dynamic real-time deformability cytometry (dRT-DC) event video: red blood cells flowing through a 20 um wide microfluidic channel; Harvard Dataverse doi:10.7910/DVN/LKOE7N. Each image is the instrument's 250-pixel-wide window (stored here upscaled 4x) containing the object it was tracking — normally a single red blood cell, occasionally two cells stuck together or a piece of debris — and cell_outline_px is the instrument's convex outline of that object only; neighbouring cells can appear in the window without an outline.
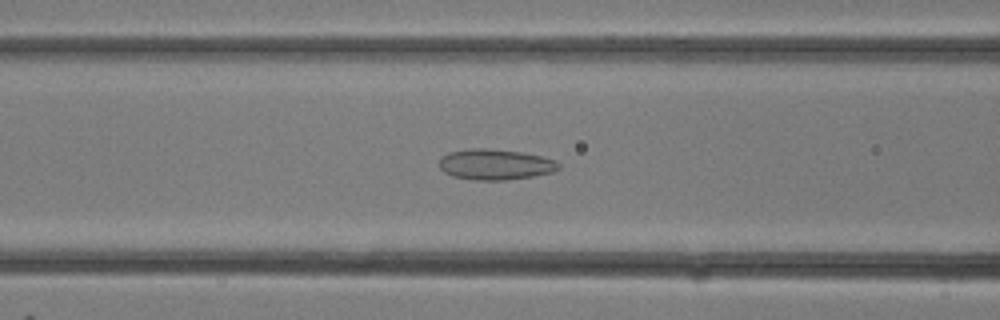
{"species": "common noctule bat (a hibernating species)", "species_latin": "Nyctalus noctula", "temperature_condition": "room temperature", "stored_images_in_passage": 32, "camera_frame_rate_fps": 3000, "um_per_image_px": 0.085, "animal": {"sex": "female"}, "frame": {"image": 1, "passage_image": 13, "time_ms": 4.0, "image_size_px": [1000, 320], "cell_outline_px": [[560, 168], [552, 172], [532, 176], [504, 180], [476, 180], [452, 176], [444, 172], [436, 164], [440, 156], [448, 152], [476, 148], [484, 148], [520, 152], [540, 156], [556, 160], [560, 164]], "centroid_in_image_um": [42.04, 13.98], "position_along_channel_um": 124.6, "area_um2": 21.39}}
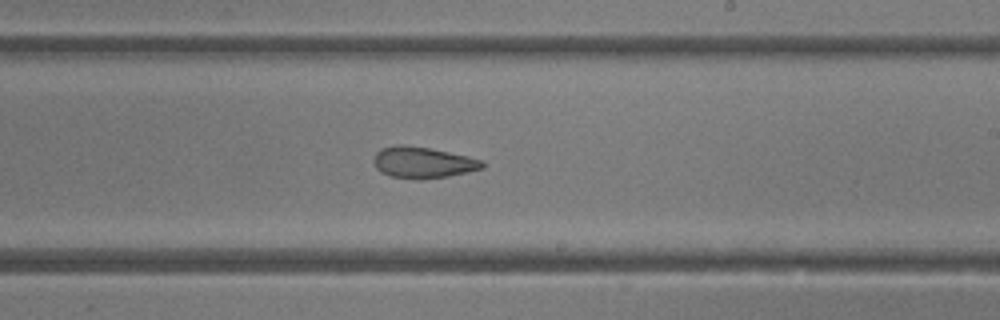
{"frame": {"image": 2, "passage_image": 19, "time_ms": 6.0, "image_size_px": [1000, 320], "cell_outline_px": [[484, 168], [448, 176], [420, 180], [416, 180], [392, 176], [380, 172], [376, 168], [372, 160], [376, 152], [380, 148], [396, 144], [404, 144], [432, 148], [468, 156], [484, 160]], "centroid_in_image_um": [35.92, 13.8], "position_along_channel_um": 253.1, "area_um2": 20.17}}
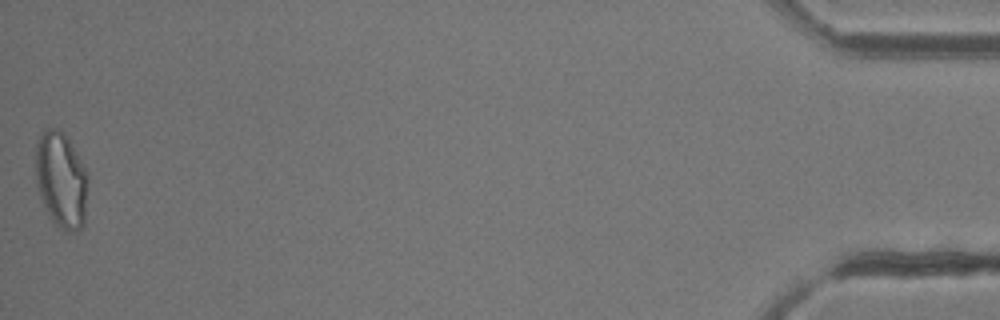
{"frame": {"image": 3, "passage_image": 32, "time_ms": 10.333, "image_size_px": [1000, 320], "cell_outline_px": [[88, 180], [84, 224], [76, 232], [64, 232], [48, 216], [40, 200], [36, 184], [36, 140], [48, 128], [60, 128], [64, 132], [80, 160], [88, 176]], "centroid_in_image_um": [5.19, 15.33], "position_along_channel_um": 430.0, "area_um2": 29.54}}